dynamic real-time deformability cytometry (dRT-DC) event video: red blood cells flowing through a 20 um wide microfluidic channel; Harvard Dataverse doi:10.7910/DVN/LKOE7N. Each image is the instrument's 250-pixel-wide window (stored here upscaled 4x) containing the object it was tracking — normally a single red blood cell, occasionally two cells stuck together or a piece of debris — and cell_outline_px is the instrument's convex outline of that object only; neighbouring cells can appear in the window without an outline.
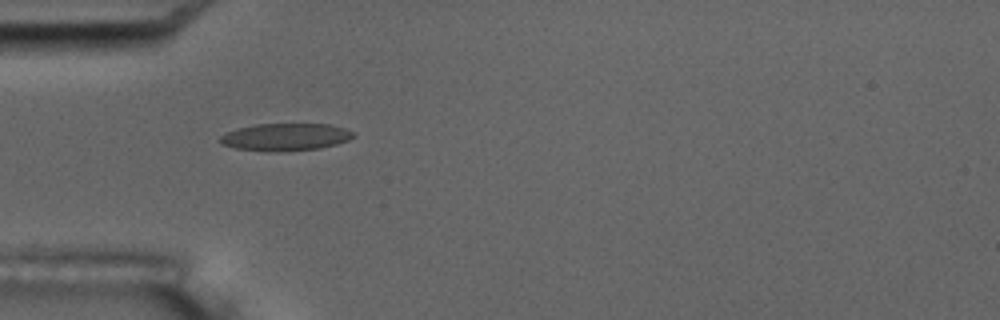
{"species": "common noctule bat (a hibernating species)", "species_latin": "Nyctalus noctula", "temperature_condition": "room temperature", "stored_images_in_passage": 6, "camera_frame_rate_fps": 3000, "um_per_image_px": 0.085, "animal": {"sex": "male", "body_mass_g": 17.5, "forearm_length_mm": 52.3}, "frame": {"image": 1, "passage_image": 5, "time_ms": 4.667, "image_size_px": [1000, 320], "cell_outline_px": [[356, 136], [348, 140], [336, 144], [320, 148], [280, 152], [268, 152], [236, 148], [220, 144], [216, 140], [220, 136], [236, 128], [252, 124], [328, 124], [344, 128], [352, 132]], "centroid_in_image_um": [24.21, 11.65], "position_along_channel_um": 60.8, "area_um2": 21.5}}